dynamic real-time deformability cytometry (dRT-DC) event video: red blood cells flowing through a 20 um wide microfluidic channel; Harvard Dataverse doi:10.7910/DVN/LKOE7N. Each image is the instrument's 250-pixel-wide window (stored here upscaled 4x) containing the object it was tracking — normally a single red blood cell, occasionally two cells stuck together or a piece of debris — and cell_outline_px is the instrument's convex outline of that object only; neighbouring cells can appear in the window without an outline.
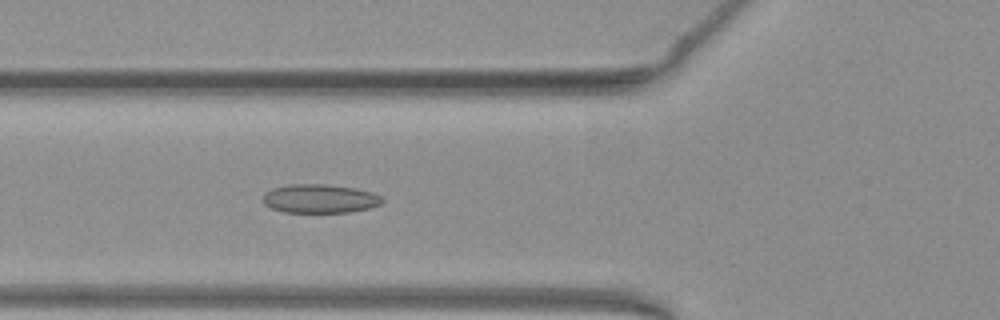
{"species": "common noctule bat (a hibernating species)", "species_latin": "Nyctalus noctula", "temperature_condition": "warm", "stored_images_in_passage": 50, "camera_frame_rate_fps": 3000, "um_per_image_px": 0.085, "animal": {"sex": "female", "body_mass_g": 19.3, "forearm_length_mm": 54.1}, "frame": {"image": 1, "passage_image": 17, "time_ms": 5.333, "image_size_px": [1000, 320], "cell_outline_px": [[384, 200], [380, 204], [368, 208], [348, 212], [284, 212], [272, 208], [264, 204], [264, 192], [272, 188], [288, 184], [328, 184], [356, 188], [372, 192], [380, 196]], "centroid_in_image_um": [27.17, 16.87], "position_along_channel_um": 98.6, "area_um2": 20.0}}
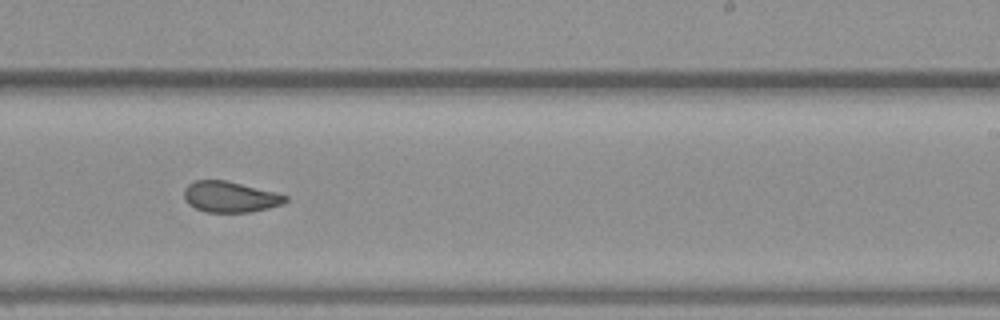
{"frame": {"image": 2, "passage_image": 30, "time_ms": 9.667, "image_size_px": [1000, 320], "cell_outline_px": [[288, 200], [284, 204], [268, 208], [248, 212], [208, 212], [196, 208], [188, 204], [184, 200], [184, 188], [188, 184], [196, 180], [228, 180], [276, 192], [288, 196]], "centroid_in_image_um": [19.57, 16.72], "position_along_channel_um": 269.4, "area_um2": 18.38}}
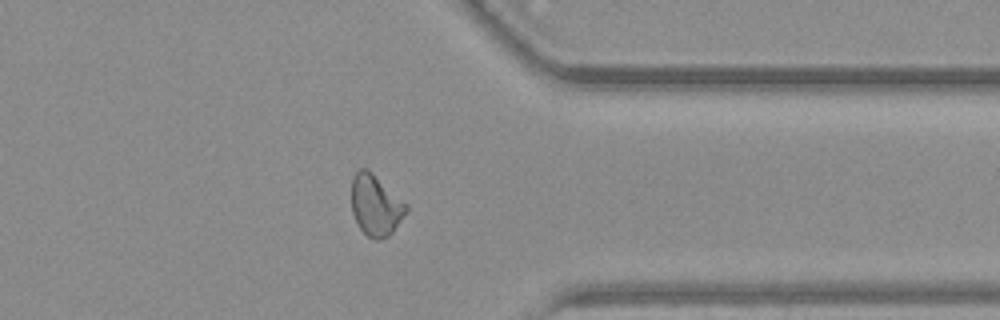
{"frame": {"image": 3, "passage_image": 39, "time_ms": 12.667, "image_size_px": [1000, 320], "cell_outline_px": [[408, 208], [392, 232], [388, 236], [380, 240], [376, 240], [368, 236], [360, 228], [352, 212], [352, 176], [360, 168], [368, 168], [408, 204]], "centroid_in_image_um": [31.92, 17.42], "position_along_channel_um": 379.5, "area_um2": 19.36}, "authors_computed_cell_mechanics": {"area_um2": 19.4208, "velocity_mm_per_s": 3.9471, "shape_relaxation_time_tau1_ms": null, "shape_relaxation_time_tau2_ms": 1.893, "deformation_change_tau1": null, "deformation_change_tau2": 0.0878}}